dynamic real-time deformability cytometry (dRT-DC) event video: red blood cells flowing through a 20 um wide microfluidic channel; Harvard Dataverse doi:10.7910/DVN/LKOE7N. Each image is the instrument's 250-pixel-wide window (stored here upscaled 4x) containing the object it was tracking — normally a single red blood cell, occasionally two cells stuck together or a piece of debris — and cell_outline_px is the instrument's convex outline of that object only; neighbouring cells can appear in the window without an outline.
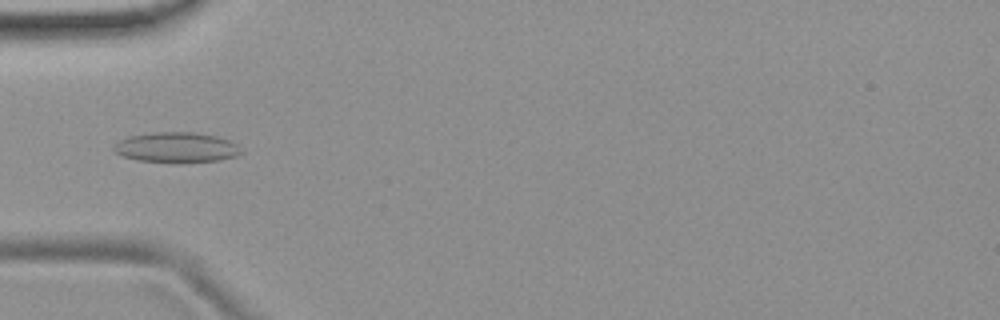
{"species": "common noctule bat (a hibernating species)", "species_latin": "Nyctalus noctula", "temperature_condition": "room temperature", "stored_images_in_passage": 5, "camera_frame_rate_fps": 3000, "um_per_image_px": 0.085, "animal": {"sex": "female", "body_mass_g": 19.9}, "frame": {"image": 1, "passage_image": 5, "time_ms": 1.333, "image_size_px": [1000, 320], "cell_outline_px": [[244, 152], [236, 156], [220, 160], [184, 164], [176, 164], [136, 160], [120, 156], [112, 148], [120, 140], [128, 136], [152, 132], [196, 132], [216, 136], [228, 140], [236, 144]], "centroid_in_image_um": [15.0, 12.56], "position_along_channel_um": 70.0, "area_um2": 23.06}}